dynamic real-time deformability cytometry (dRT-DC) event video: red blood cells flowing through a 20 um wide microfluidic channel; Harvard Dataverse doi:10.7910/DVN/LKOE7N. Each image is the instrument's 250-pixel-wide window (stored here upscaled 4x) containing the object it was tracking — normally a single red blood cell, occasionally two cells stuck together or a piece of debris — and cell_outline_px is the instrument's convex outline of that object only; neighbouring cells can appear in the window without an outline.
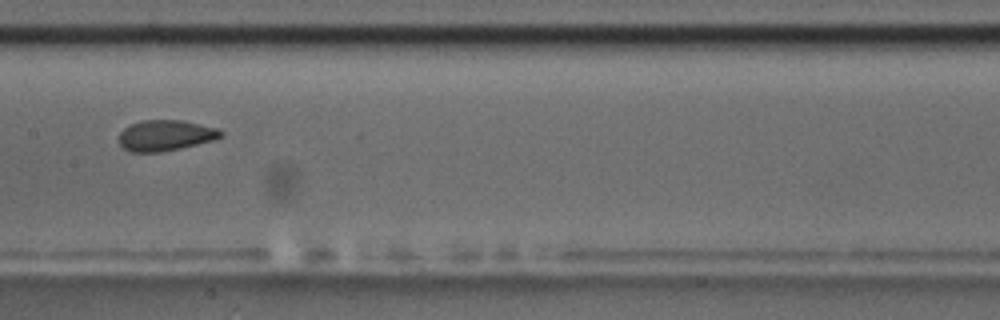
{"species": "common noctule bat (a hibernating species)", "species_latin": "Nyctalus noctula", "temperature_condition": "room temperature", "stored_images_in_passage": 9, "camera_frame_rate_fps": 3000, "um_per_image_px": 0.085, "animal": {"sex": "male", "body_mass_g": 17.5, "forearm_length_mm": 52.3}, "frame": {"image": 1, "passage_image": 8, "time_ms": 8.0, "image_size_px": [1000, 320], "cell_outline_px": [[224, 136], [216, 140], [180, 148], [160, 152], [132, 152], [124, 148], [120, 144], [120, 132], [124, 128], [140, 120], [184, 120], [220, 128], [224, 132]], "centroid_in_image_um": [14.14, 11.5], "position_along_channel_um": 193.3, "area_um2": 18.5}}
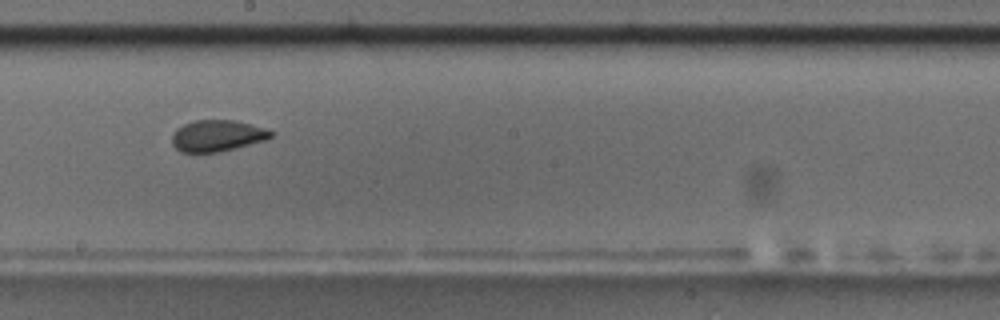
{"frame": {"image": 2, "passage_image": 9, "time_ms": 9.0, "image_size_px": [1000, 320], "cell_outline_px": [[276, 132], [272, 136], [264, 140], [236, 148], [220, 152], [180, 152], [172, 144], [172, 132], [176, 128], [184, 124], [196, 120], [236, 120], [264, 128]], "centroid_in_image_um": [18.45, 11.53], "position_along_channel_um": 229.8, "area_um2": 18.15}}